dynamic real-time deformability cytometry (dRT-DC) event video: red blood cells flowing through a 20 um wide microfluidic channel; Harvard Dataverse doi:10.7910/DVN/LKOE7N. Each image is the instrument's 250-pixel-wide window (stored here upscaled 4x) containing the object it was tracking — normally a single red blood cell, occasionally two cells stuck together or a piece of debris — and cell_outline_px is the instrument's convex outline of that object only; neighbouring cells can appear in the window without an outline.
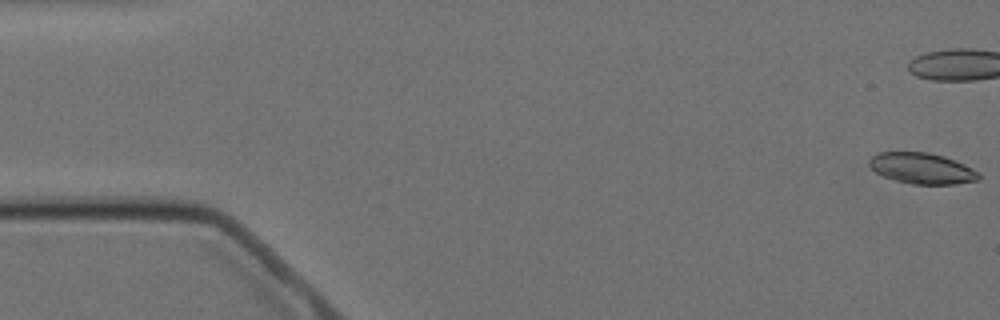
{"species": "Egyptian fruit bat (a non-hibernating species)", "species_latin": "Rousettus aegyptiacus", "temperature_condition": "cold", "stored_images_in_passage": 10, "camera_frame_rate_fps": 3000, "um_per_image_px": 0.085, "animal": {"sex": "female"}, "frame": {"image": 1, "passage_image": 1, "time_ms": 0.0, "image_size_px": [1000, 320], "cell_outline_px": [[980, 180], [956, 184], [912, 184], [896, 180], [884, 176], [876, 172], [868, 164], [868, 160], [872, 156], [880, 152], [928, 152], [944, 156], [964, 164], [980, 172]], "centroid_in_image_um": [78.39, 14.31], "position_along_channel_um": 6.6, "area_um2": 19.77}}
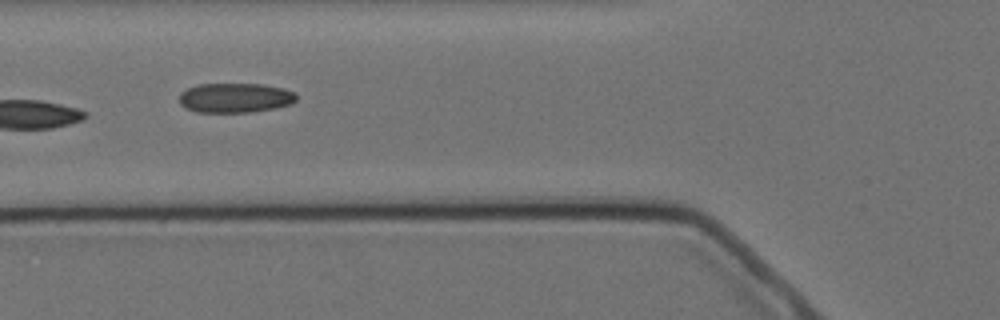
{"frame": {"image": 2, "passage_image": 7, "time_ms": 7.0, "image_size_px": [1000, 320], "cell_outline_px": [[296, 100], [292, 104], [276, 108], [252, 112], [196, 112], [184, 108], [180, 104], [180, 92], [196, 84], [264, 84], [284, 88], [296, 92]], "centroid_in_image_um": [20.0, 8.31], "position_along_channel_um": 105.8, "area_um2": 20.52}}
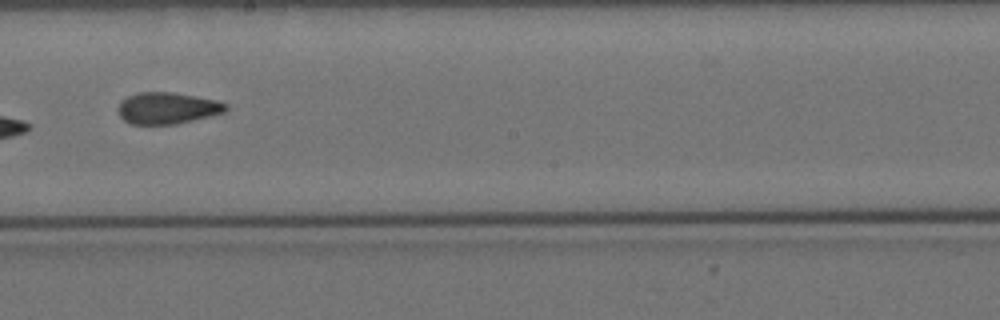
{"frame": {"image": 3, "passage_image": 10, "time_ms": 10.667, "image_size_px": [1000, 320], "cell_outline_px": [[228, 108], [224, 112], [176, 124], [128, 124], [120, 116], [116, 108], [120, 100], [136, 92], [172, 92], [216, 100], [228, 104]], "centroid_in_image_um": [14.16, 9.18], "position_along_channel_um": 234.0, "area_um2": 19.88}}